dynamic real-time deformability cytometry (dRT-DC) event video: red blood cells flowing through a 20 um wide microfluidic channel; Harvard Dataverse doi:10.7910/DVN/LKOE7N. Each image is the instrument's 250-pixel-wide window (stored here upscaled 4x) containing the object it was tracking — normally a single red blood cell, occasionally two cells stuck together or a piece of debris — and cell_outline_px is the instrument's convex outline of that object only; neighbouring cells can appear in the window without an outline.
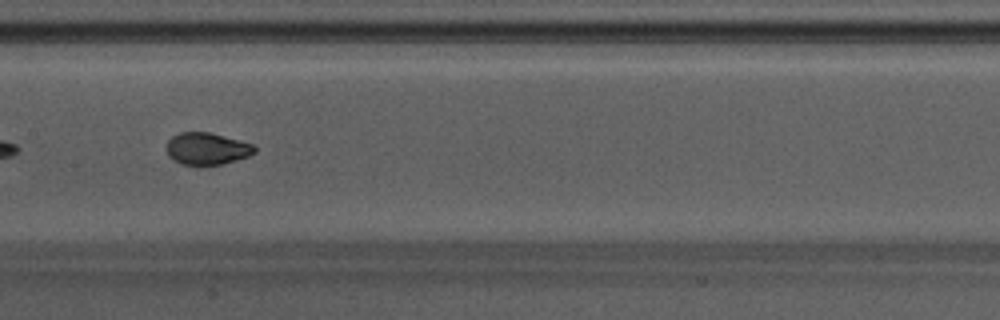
{"species": "Egyptian fruit bat (a non-hibernating species)", "species_latin": "Rousettus aegyptiacus", "temperature_condition": "warm", "stored_images_in_passage": 17, "camera_frame_rate_fps": 3000, "um_per_image_px": 0.085, "animal": {"sex": "male"}, "frame": {"image": 1, "passage_image": 12, "time_ms": 3.667, "image_size_px": [1000, 320], "cell_outline_px": [[256, 152], [248, 156], [236, 160], [220, 164], [180, 164], [168, 156], [168, 140], [172, 136], [180, 132], [208, 132], [252, 144], [256, 148]], "centroid_in_image_um": [17.58, 12.63], "position_along_channel_um": 189.8, "area_um2": 16.07}}
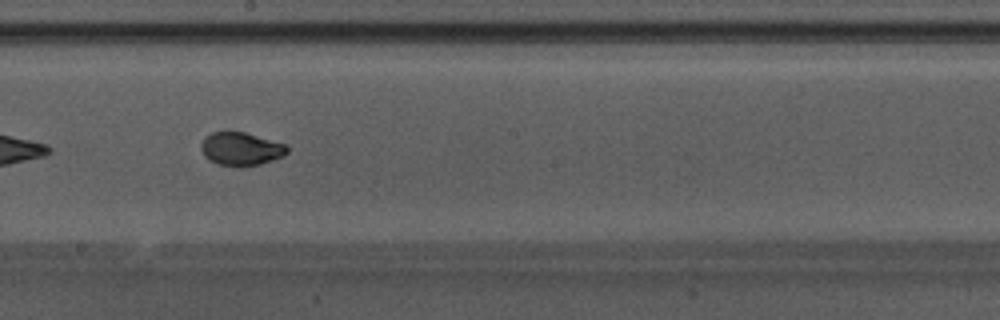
{"frame": {"image": 2, "passage_image": 15, "time_ms": 4.667, "image_size_px": [1000, 320], "cell_outline_px": [[288, 152], [284, 156], [260, 164], [240, 168], [220, 164], [208, 160], [204, 156], [200, 148], [200, 144], [204, 136], [212, 132], [244, 132], [284, 144], [288, 148]], "centroid_in_image_um": [20.44, 12.67], "position_along_channel_um": 227.8, "area_um2": 16.76}}